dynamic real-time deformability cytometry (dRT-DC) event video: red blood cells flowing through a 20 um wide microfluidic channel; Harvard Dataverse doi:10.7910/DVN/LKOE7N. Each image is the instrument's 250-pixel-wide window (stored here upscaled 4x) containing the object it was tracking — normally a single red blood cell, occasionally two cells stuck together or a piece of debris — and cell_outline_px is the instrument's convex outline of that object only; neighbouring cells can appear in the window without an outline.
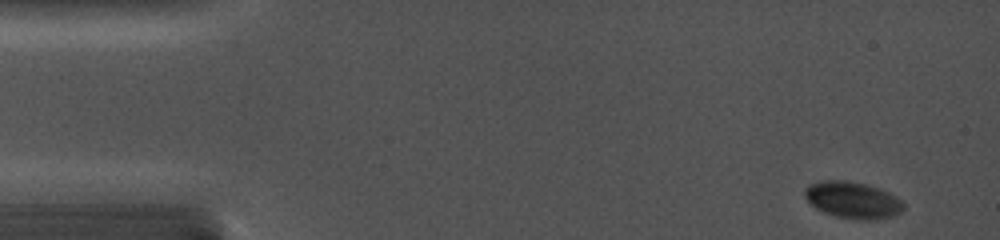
{"species": "common noctule bat (a hibernating species)", "species_latin": "Nyctalus noctula", "temperature_condition": "cold", "stored_images_in_passage": 4, "camera_frame_rate_fps": 5000, "um_per_image_px": 0.085, "animal": {"sex": "female", "body_mass_g": 19.0, "forearm_length_mm": 56.7}, "frame": {"image": 1, "passage_image": 1, "time_ms": 0.0, "image_size_px": [1000, 240], "cell_outline_px": [[904, 208], [900, 212], [892, 216], [872, 220], [856, 220], [836, 216], [824, 212], [816, 208], [804, 196], [804, 188], [808, 184], [820, 180], [844, 180], [864, 184], [880, 188], [896, 196], [904, 204]], "centroid_in_image_um": [72.46, 17.0], "position_along_channel_um": 12.5, "area_um2": 21.15}}